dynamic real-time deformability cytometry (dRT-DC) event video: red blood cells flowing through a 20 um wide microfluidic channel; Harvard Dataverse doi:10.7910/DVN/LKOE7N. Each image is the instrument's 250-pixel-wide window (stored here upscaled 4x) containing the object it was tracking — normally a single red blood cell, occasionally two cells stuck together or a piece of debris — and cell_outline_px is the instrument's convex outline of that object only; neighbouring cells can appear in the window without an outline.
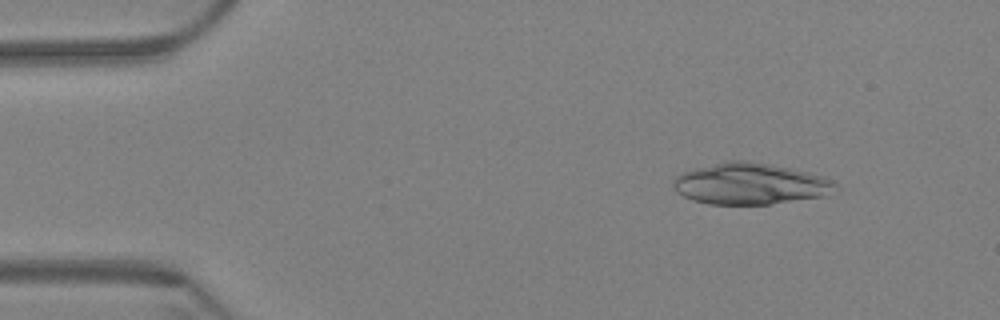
{"species": "Egyptian fruit bat (a non-hibernating species)", "species_latin": "Rousettus aegyptiacus", "temperature_condition": "warm", "stored_images_in_passage": 60, "camera_frame_rate_fps": 3000, "um_per_image_px": 0.085, "animal": {"sex": "female"}, "frame": {"image": 1, "passage_image": 7, "time_ms": 2.0, "image_size_px": [1000, 320], "cell_outline_px": [[840, 188], [824, 196], [768, 204], [708, 204], [692, 200], [676, 192], [672, 184], [672, 180], [680, 172], [728, 160], [744, 160], [792, 168], [824, 176], [832, 180]], "centroid_in_image_um": [63.76, 15.62], "position_along_channel_um": 21.2, "area_um2": 39.19}}